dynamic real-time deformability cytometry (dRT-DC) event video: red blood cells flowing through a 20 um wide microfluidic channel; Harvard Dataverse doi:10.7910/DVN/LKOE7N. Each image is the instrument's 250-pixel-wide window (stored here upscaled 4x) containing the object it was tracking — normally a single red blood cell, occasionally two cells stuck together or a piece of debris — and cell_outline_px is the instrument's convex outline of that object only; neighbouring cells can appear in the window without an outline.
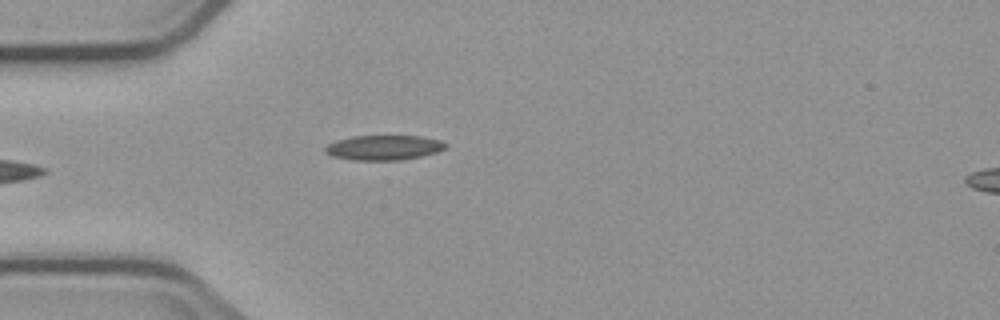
{"species": "common noctule bat (a hibernating species)", "species_latin": "Nyctalus noctula", "temperature_condition": "cold", "stored_images_in_passage": 2, "camera_frame_rate_fps": 3000, "um_per_image_px": 0.085, "animal": {"sex": "male", "body_mass_g": 23.1, "forearm_length_mm": 52.7}, "frame": {"image": 1, "passage_image": 2, "time_ms": 1.333, "image_size_px": [1000, 320], "cell_outline_px": [[448, 144], [444, 148], [436, 152], [420, 156], [400, 160], [352, 160], [332, 156], [324, 152], [324, 148], [328, 144], [336, 140], [352, 136], [420, 136], [440, 140]], "centroid_in_image_um": [32.58, 12.54], "position_along_channel_um": 52.4, "area_um2": 17.4}}